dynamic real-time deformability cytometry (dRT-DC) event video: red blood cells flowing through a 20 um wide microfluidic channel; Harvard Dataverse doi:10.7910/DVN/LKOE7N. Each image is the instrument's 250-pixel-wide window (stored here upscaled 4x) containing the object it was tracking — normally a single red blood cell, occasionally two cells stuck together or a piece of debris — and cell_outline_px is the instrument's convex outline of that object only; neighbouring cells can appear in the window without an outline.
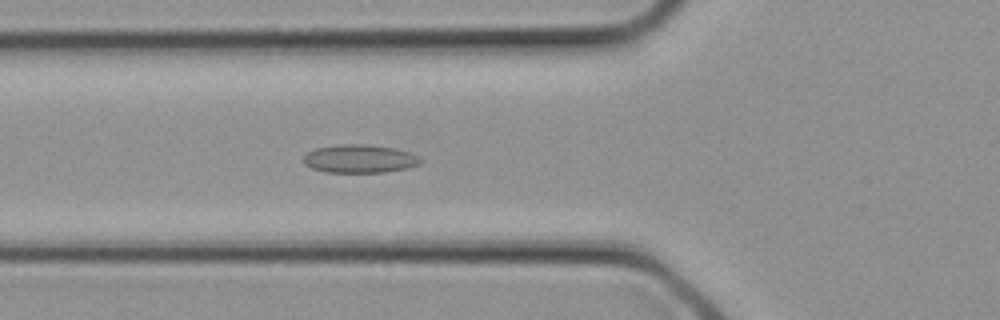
{"species": "common noctule bat (a hibernating species)", "species_latin": "Nyctalus noctula", "temperature_condition": "cold", "stored_images_in_passage": 28, "camera_frame_rate_fps": 3000, "um_per_image_px": 0.085, "animal": {"sex": "female", "body_mass_g": 21.9}, "frame": {"image": 1, "passage_image": 10, "time_ms": 3.0, "image_size_px": [1000, 320], "cell_outline_px": [[420, 164], [404, 168], [384, 172], [324, 172], [312, 168], [304, 164], [304, 156], [308, 152], [316, 148], [336, 144], [368, 144], [392, 148], [408, 152], [420, 156]], "centroid_in_image_um": [30.53, 13.49], "position_along_channel_um": 95.3, "area_um2": 19.13}}
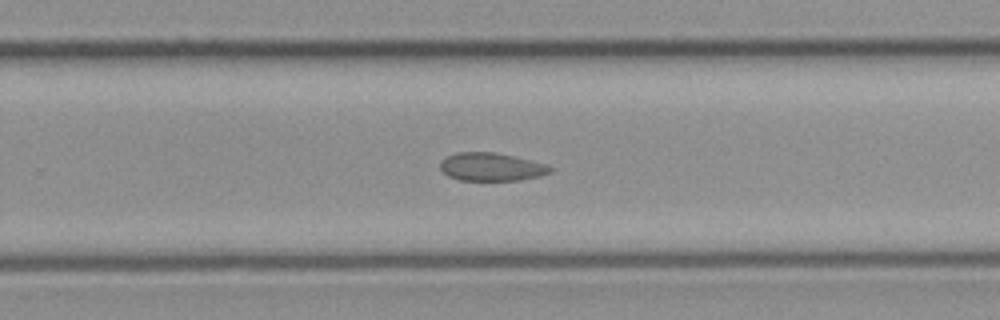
{"frame": {"image": 2, "passage_image": 18, "time_ms": 5.667, "image_size_px": [1000, 320], "cell_outline_px": [[552, 172], [540, 176], [520, 180], [460, 180], [448, 176], [440, 168], [440, 160], [444, 156], [456, 152], [492, 152], [512, 156], [548, 164], [552, 168]], "centroid_in_image_um": [41.74, 14.18], "position_along_channel_um": 288.1, "area_um2": 18.09}}
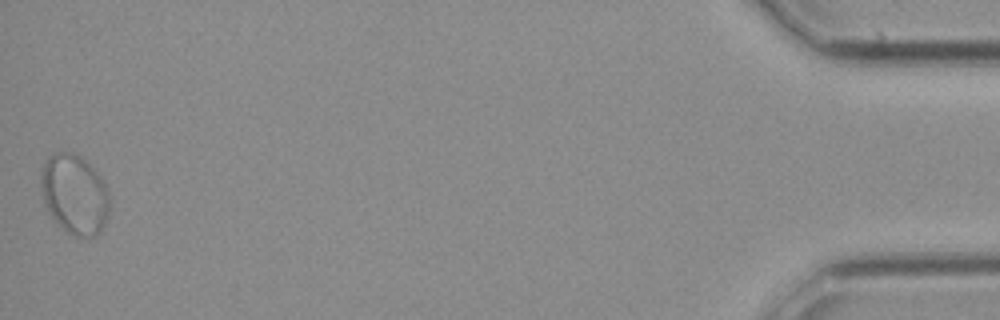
{"frame": {"image": 3, "passage_image": 28, "time_ms": 9.0, "image_size_px": [1000, 320], "cell_outline_px": [[108, 216], [104, 224], [96, 236], [76, 236], [68, 232], [56, 224], [44, 204], [40, 184], [40, 172], [48, 156], [56, 152], [72, 152], [80, 156], [104, 180], [108, 188]], "centroid_in_image_um": [6.31, 16.5], "position_along_channel_um": 428.9, "area_um2": 31.91}}